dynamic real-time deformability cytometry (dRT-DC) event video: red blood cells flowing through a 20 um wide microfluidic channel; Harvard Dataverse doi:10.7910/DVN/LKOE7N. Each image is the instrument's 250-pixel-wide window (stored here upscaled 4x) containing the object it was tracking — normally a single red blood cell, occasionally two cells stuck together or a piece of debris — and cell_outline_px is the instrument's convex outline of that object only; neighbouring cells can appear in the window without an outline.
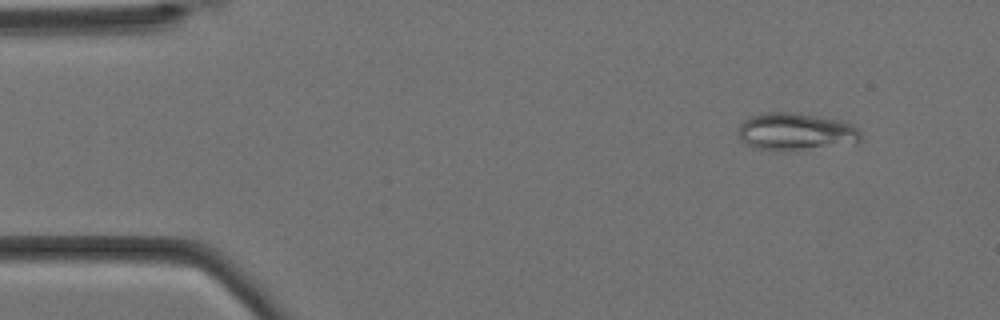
{"species": "Egyptian fruit bat (a non-hibernating species)", "species_latin": "Rousettus aegyptiacus", "temperature_condition": "cold", "stored_images_in_passage": 3, "camera_frame_rate_fps": 3000, "um_per_image_px": 0.085, "animal": {"sex": "female"}, "frame": {"image": 1, "passage_image": 1, "time_ms": 0.0, "image_size_px": [1000, 320], "cell_outline_px": [[860, 140], [856, 144], [788, 152], [780, 152], [752, 148], [744, 144], [736, 136], [736, 132], [740, 124], [744, 120], [752, 116], [768, 112], [796, 112], [840, 120], [852, 124], [860, 132]], "centroid_in_image_um": [67.6, 11.23], "position_along_channel_um": 17.4, "area_um2": 27.74}}